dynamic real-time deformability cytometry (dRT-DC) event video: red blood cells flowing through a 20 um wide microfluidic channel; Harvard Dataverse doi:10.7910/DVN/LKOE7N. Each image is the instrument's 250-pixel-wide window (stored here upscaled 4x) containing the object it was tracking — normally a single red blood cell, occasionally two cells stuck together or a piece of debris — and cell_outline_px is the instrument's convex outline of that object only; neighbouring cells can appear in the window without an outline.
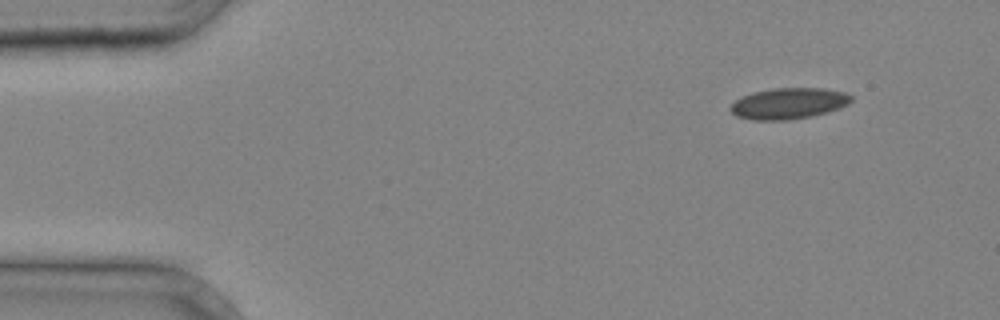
{"species": "common noctule bat (a hibernating species)", "species_latin": "Nyctalus noctula", "temperature_condition": "cold", "stored_images_in_passage": 4, "segment_of_instrument_passage": [1, 2], "camera_frame_rate_fps": 3000, "um_per_image_px": 0.085, "animal": {"sex": "male", "body_mass_g": 20.4}, "frame": {"image": 1, "passage_image": 1, "time_ms": 0.0, "image_size_px": [1000, 320], "cell_outline_px": [[852, 100], [848, 104], [840, 108], [828, 112], [812, 116], [788, 120], [752, 120], [736, 116], [728, 108], [740, 96], [752, 92], [772, 88], [824, 88], [844, 92], [852, 96]], "centroid_in_image_um": [67.02, 8.79], "position_along_channel_um": 18.0, "area_um2": 22.08}}